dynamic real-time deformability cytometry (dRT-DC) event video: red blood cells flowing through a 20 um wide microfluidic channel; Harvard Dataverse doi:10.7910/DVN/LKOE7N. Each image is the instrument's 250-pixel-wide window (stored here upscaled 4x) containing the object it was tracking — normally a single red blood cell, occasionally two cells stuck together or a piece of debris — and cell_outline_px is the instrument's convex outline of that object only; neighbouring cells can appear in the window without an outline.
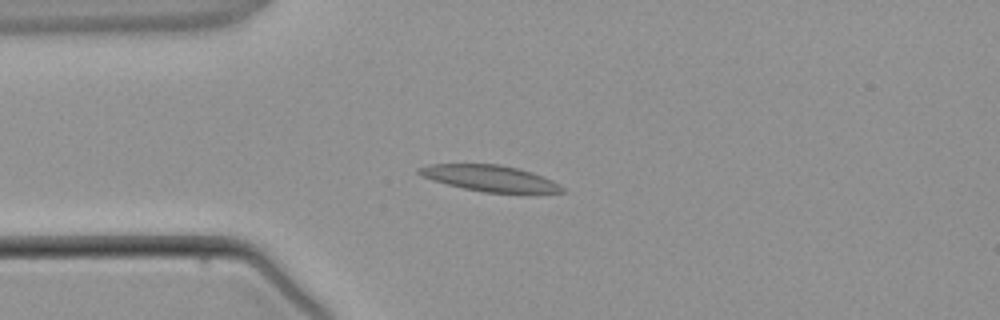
{"species": "common noctule bat (a hibernating species)", "species_latin": "Nyctalus noctula", "temperature_condition": "warm", "stored_images_in_passage": 3, "camera_frame_rate_fps": 3000, "um_per_image_px": 0.085, "animal": {"sex": "male", "body_mass_g": 21.5, "forearm_length_mm": 52.0}, "frame": {"image": 1, "passage_image": 2, "time_ms": 1.333, "image_size_px": [1000, 320], "cell_outline_px": [[568, 192], [524, 196], [484, 192], [464, 188], [432, 180], [420, 176], [416, 172], [416, 168], [428, 164], [500, 164], [532, 172], [552, 180], [560, 184]], "centroid_in_image_um": [41.75, 15.2], "position_along_channel_um": 43.2, "area_um2": 22.83}}